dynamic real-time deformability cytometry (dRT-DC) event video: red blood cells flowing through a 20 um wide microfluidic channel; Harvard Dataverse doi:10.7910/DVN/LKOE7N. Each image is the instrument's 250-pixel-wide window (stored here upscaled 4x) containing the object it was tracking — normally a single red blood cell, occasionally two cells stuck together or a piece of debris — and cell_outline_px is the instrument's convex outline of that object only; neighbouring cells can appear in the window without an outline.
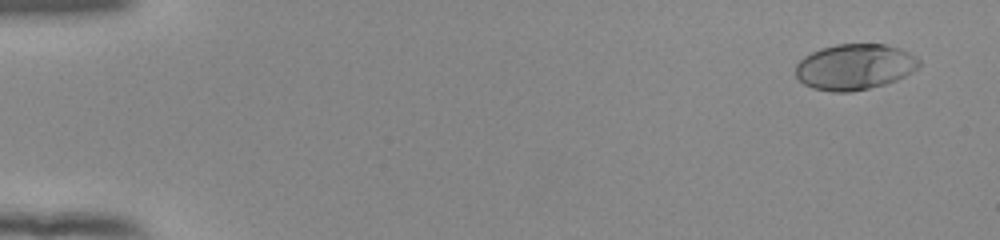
{"species": "human", "species_latin": "Homo sapiens", "temperature_condition": "room temperature", "stored_images_in_passage": 51, "camera_frame_rate_fps": 3000, "um_per_image_px": 0.085, "donor": {"sex": "female"}, "frame": {"image": 1, "passage_image": 1, "time_ms": 0.0, "image_size_px": [1000, 240], "cell_outline_px": [[920, 64], [912, 72], [896, 80], [884, 84], [868, 88], [848, 92], [832, 92], [812, 88], [804, 84], [796, 76], [796, 64], [804, 56], [820, 48], [836, 44], [884, 44], [900, 48], [916, 56], [920, 60]], "centroid_in_image_um": [72.63, 5.67], "position_along_channel_um": 12.4, "area_um2": 32.95}}
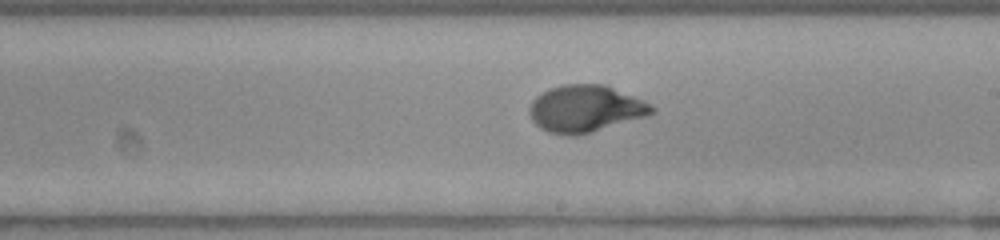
{"frame": {"image": 2, "passage_image": 30, "time_ms": 9.667, "image_size_px": [1000, 240], "cell_outline_px": [[656, 112], [648, 116], [592, 132], [576, 136], [564, 136], [548, 132], [540, 128], [532, 120], [528, 112], [528, 108], [532, 100], [536, 96], [548, 88], [564, 84], [604, 84], [644, 100], [656, 108]], "centroid_in_image_um": [49.75, 9.25], "position_along_channel_um": 239.2, "area_um2": 33.93}}
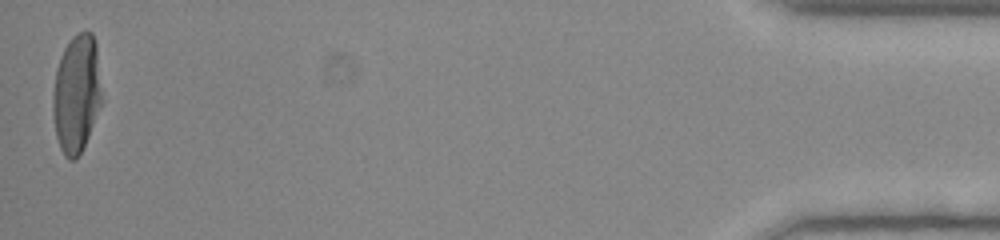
{"frame": {"image": 3, "passage_image": 51, "time_ms": 16.667, "image_size_px": [1000, 240], "cell_outline_px": [[104, 100], [88, 136], [76, 160], [68, 160], [64, 156], [60, 148], [56, 136], [52, 112], [52, 96], [56, 68], [60, 56], [64, 48], [72, 36], [76, 32], [92, 32], [96, 44]], "centroid_in_image_um": [6.51, 7.95], "position_along_channel_um": 428.7, "area_um2": 34.33}, "authors_computed_cell_mechanics": {"area_um2": 32.657, "velocity_mm_per_s": 3.9114, "shape_relaxation_time_tau1_ms": 3.0586, "shape_relaxation_time_tau2_ms": null, "deformation_change_tau1": 0.2065, "deformation_change_tau2": null}}